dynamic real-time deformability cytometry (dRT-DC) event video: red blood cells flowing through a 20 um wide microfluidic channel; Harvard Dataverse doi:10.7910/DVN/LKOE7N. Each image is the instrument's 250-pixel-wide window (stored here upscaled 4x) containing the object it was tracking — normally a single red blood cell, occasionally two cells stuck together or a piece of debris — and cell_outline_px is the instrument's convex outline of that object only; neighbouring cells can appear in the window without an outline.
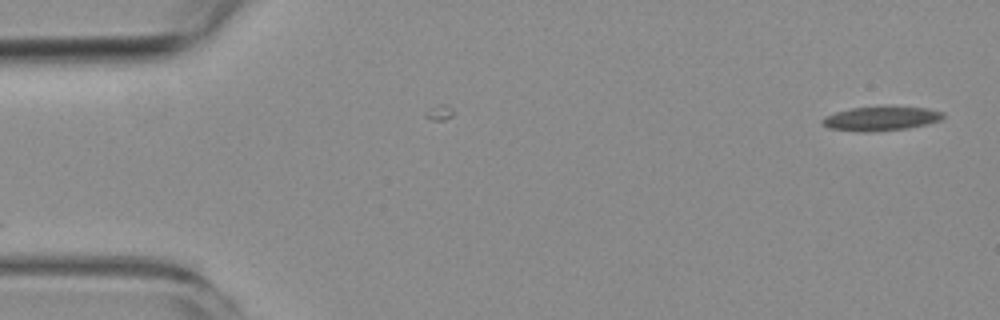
{"species": "common noctule bat (a hibernating species)", "species_latin": "Nyctalus noctula", "temperature_condition": "room temperature", "stored_images_in_passage": 2, "camera_frame_rate_fps": 3000, "um_per_image_px": 0.085, "animal": {"sex": "female", "body_mass_g": 19.3, "forearm_length_mm": 54.1}, "frame": {"image": 1, "passage_image": 2, "time_ms": 2.333, "image_size_px": [1000, 320], "cell_outline_px": [[944, 116], [940, 120], [928, 124], [908, 128], [868, 132], [860, 132], [828, 128], [820, 120], [824, 116], [836, 112], [852, 108], [928, 108], [944, 112]], "centroid_in_image_um": [74.86, 10.1], "position_along_channel_um": 10.1, "area_um2": 16.59}}